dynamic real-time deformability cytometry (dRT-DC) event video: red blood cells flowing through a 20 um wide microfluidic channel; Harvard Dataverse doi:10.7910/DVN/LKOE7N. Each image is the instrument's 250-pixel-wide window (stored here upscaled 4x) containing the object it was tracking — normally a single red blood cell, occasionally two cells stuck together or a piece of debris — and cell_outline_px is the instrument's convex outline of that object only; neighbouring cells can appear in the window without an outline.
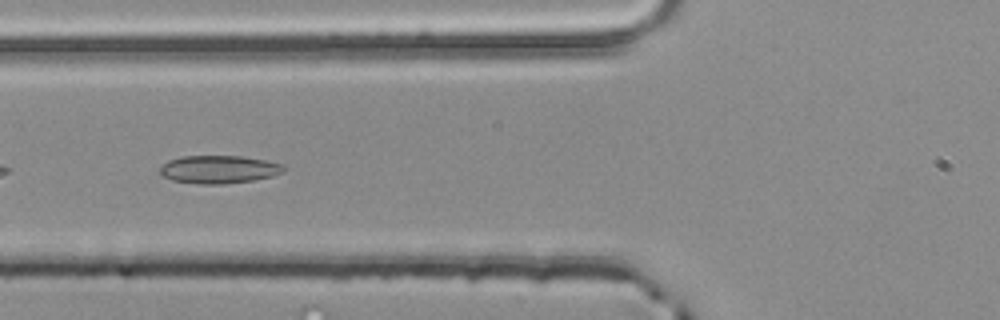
{"species": "common noctule bat (a hibernating species)", "species_latin": "Nyctalus noctula", "temperature_condition": "room temperature", "stored_images_in_passage": 5, "camera_frame_rate_fps": 3000, "um_per_image_px": 0.085, "animal": {"sex": "male", "body_mass_g": 20.4}, "frame": {"image": 1, "passage_image": 4, "time_ms": 1.0, "image_size_px": [1000, 320], "cell_outline_px": [[284, 172], [272, 176], [256, 180], [220, 184], [200, 184], [172, 180], [160, 176], [160, 168], [168, 160], [184, 156], [240, 156], [264, 160], [284, 164]], "centroid_in_image_um": [18.6, 14.4], "position_along_channel_um": 107.2, "area_um2": 20.17}}
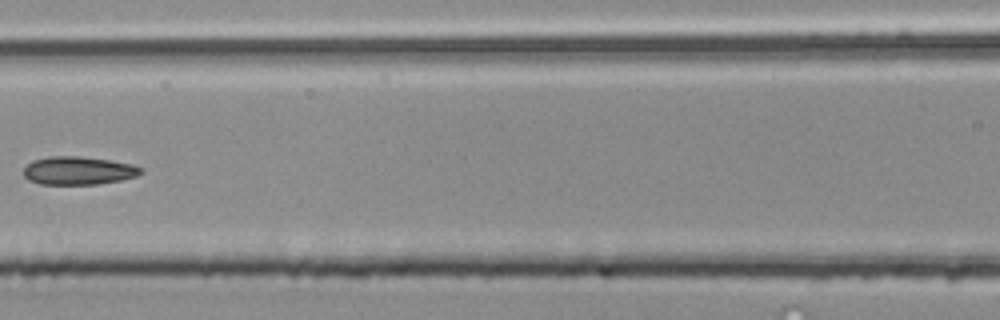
{"frame": {"image": 2, "passage_image": 5, "time_ms": 1.333, "image_size_px": [1000, 320], "cell_outline_px": [[144, 172], [136, 176], [120, 180], [96, 184], [40, 184], [28, 180], [24, 176], [24, 168], [32, 160], [48, 156], [76, 156], [108, 160], [132, 164], [140, 168]], "centroid_in_image_um": [6.62, 14.5], "position_along_channel_um": 160.0, "area_um2": 19.13}}